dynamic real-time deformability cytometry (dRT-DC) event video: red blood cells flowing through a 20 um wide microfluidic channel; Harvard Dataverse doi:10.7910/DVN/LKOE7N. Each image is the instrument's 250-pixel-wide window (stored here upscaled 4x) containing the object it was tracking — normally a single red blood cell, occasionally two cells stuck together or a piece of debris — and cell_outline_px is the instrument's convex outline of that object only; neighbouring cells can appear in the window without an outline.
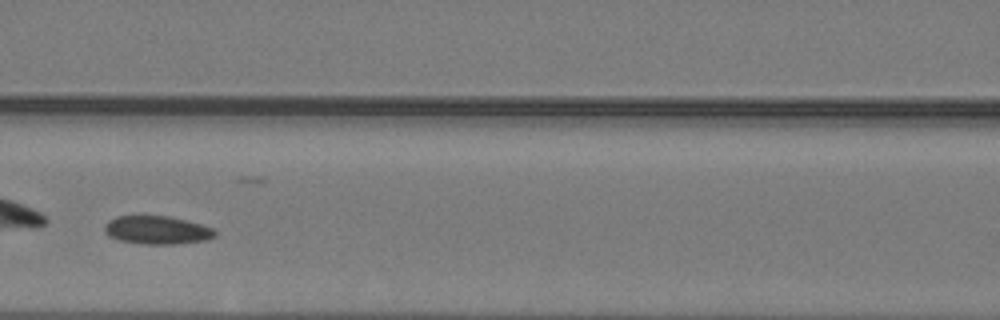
{"species": "common noctule bat (a hibernating species)", "species_latin": "Nyctalus noctula", "temperature_condition": "warm", "stored_images_in_passage": 35, "camera_frame_rate_fps": 3000, "um_per_image_px": 0.085, "animal": {"sex": "male", "body_mass_g": 19.2, "forearm_length_mm": 51.8}, "frame": {"image": 1, "passage_image": 11, "time_ms": 3.333, "image_size_px": [1000, 320], "cell_outline_px": [[216, 236], [208, 240], [176, 244], [144, 244], [120, 240], [108, 236], [104, 232], [104, 224], [108, 220], [116, 216], [168, 216], [216, 228]], "centroid_in_image_um": [13.36, 19.56], "position_along_channel_um": 153.2, "area_um2": 18.32}}